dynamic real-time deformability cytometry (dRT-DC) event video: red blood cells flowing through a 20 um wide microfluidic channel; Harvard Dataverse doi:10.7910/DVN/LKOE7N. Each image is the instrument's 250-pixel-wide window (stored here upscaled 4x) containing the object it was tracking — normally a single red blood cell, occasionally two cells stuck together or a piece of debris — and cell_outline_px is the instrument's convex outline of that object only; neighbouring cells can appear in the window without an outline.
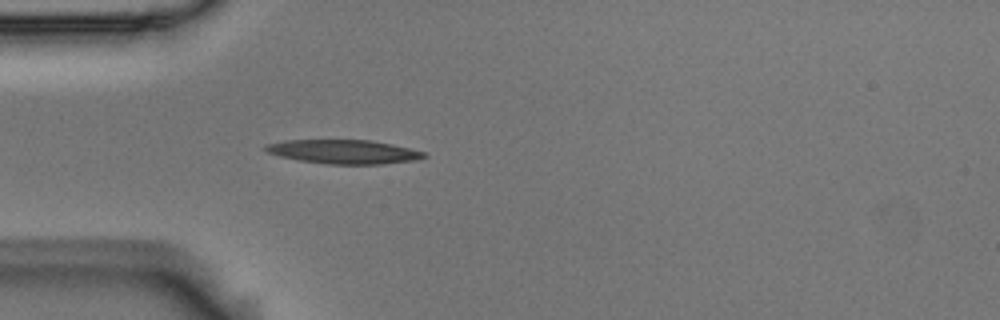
{"species": "Egyptian fruit bat (a non-hibernating species)", "species_latin": "Rousettus aegyptiacus", "temperature_condition": "room temperature", "stored_images_in_passage": 5, "camera_frame_rate_fps": 3000, "um_per_image_px": 0.085, "animal": {"sex": "male"}, "frame": {"image": 1, "passage_image": 5, "time_ms": 1.333, "image_size_px": [1000, 320], "cell_outline_px": [[428, 156], [416, 160], [384, 164], [328, 164], [300, 160], [280, 156], [268, 152], [264, 148], [264, 144], [284, 140], [372, 140], [392, 144], [424, 152]], "centroid_in_image_um": [29.22, 12.89], "position_along_channel_um": 55.8, "area_um2": 22.08}}